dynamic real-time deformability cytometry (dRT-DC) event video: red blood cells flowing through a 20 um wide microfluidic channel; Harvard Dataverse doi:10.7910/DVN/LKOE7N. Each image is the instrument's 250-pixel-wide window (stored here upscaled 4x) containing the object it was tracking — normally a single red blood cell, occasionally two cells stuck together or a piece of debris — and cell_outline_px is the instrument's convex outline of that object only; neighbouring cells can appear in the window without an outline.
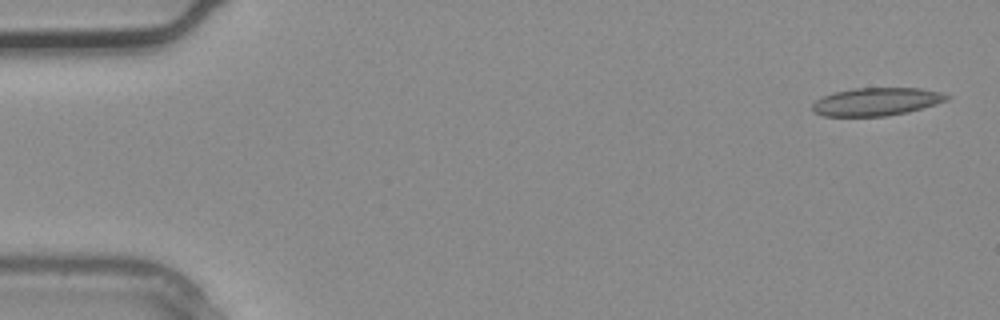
{"species": "common noctule bat (a hibernating species)", "species_latin": "Nyctalus noctula", "temperature_condition": "warm", "stored_images_in_passage": 2, "camera_frame_rate_fps": 3000, "um_per_image_px": 0.085, "animal": {"sex": "male", "body_mass_g": 20.4}, "frame": {"image": 1, "passage_image": 2, "time_ms": 0.333, "image_size_px": [1000, 320], "cell_outline_px": [[952, 96], [948, 100], [936, 104], [908, 112], [884, 116], [824, 116], [812, 112], [812, 104], [816, 100], [832, 92], [856, 88], [920, 88], [940, 92]], "centroid_in_image_um": [74.49, 8.64], "position_along_channel_um": 10.5, "area_um2": 21.96}}